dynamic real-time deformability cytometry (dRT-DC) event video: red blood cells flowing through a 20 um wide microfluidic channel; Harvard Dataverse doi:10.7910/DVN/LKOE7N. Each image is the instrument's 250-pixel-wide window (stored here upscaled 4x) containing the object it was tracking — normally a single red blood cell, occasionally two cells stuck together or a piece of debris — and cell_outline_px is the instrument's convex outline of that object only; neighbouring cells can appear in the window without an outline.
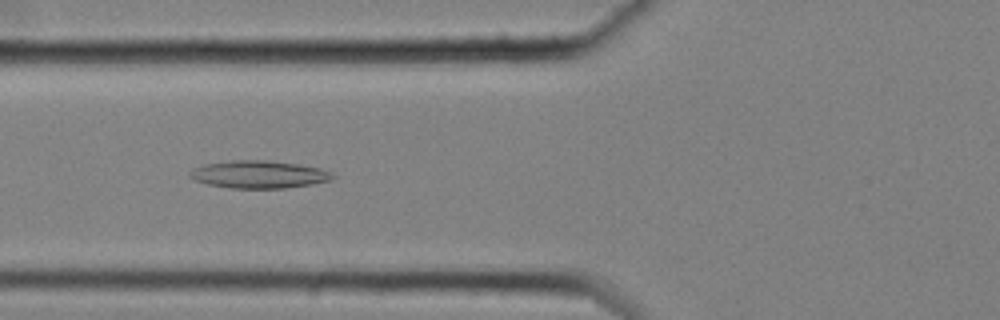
{"species": "common noctule bat (a hibernating species)", "species_latin": "Nyctalus noctula", "temperature_condition": "cold", "stored_images_in_passage": 42, "camera_frame_rate_fps": 3000, "um_per_image_px": 0.085, "animal": {"sex": "female", "body_mass_g": 25.1}, "frame": {"image": 1, "passage_image": 7, "time_ms": 2.0, "image_size_px": [1000, 320], "cell_outline_px": [[336, 176], [332, 180], [312, 184], [284, 188], [228, 188], [208, 184], [196, 180], [188, 176], [188, 172], [192, 168], [204, 164], [228, 160], [268, 160], [300, 164], [320, 168]], "centroid_in_image_um": [21.97, 14.82], "position_along_channel_um": 103.8, "area_um2": 23.12}}
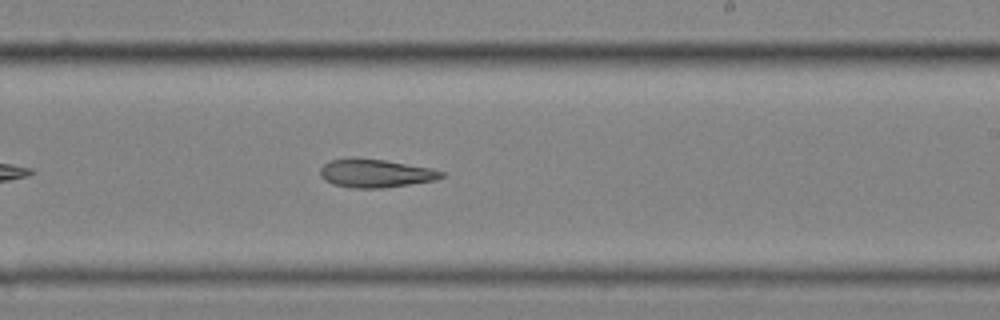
{"frame": {"image": 2, "passage_image": 20, "time_ms": 6.333, "image_size_px": [1000, 320], "cell_outline_px": [[444, 176], [436, 180], [380, 188], [352, 188], [332, 184], [324, 180], [320, 176], [320, 168], [328, 160], [352, 156], [356, 156], [384, 160], [432, 168], [444, 172]], "centroid_in_image_um": [31.85, 14.7], "position_along_channel_um": 257.1, "area_um2": 20.35}}
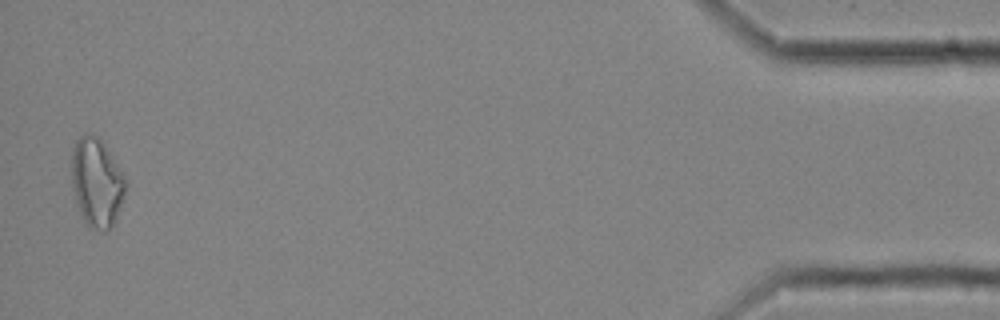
{"frame": {"image": 3, "passage_image": 41, "time_ms": 13.333, "image_size_px": [1000, 320], "cell_outline_px": [[128, 184], [116, 220], [112, 228], [104, 232], [88, 228], [76, 204], [72, 184], [72, 148], [76, 140], [80, 136], [100, 136], [104, 140], [124, 176]], "centroid_in_image_um": [8.24, 15.54], "position_along_channel_um": 427.0, "area_um2": 28.38}, "authors_computed_cell_mechanics": {"area_um2": 21.4149, "velocity_mm_per_s": 3.5345, "shape_relaxation_time_tau1_ms": null, "shape_relaxation_time_tau2_ms": 11.0361, "deformation_change_tau1": null, "deformation_change_tau2": 0.2212}}